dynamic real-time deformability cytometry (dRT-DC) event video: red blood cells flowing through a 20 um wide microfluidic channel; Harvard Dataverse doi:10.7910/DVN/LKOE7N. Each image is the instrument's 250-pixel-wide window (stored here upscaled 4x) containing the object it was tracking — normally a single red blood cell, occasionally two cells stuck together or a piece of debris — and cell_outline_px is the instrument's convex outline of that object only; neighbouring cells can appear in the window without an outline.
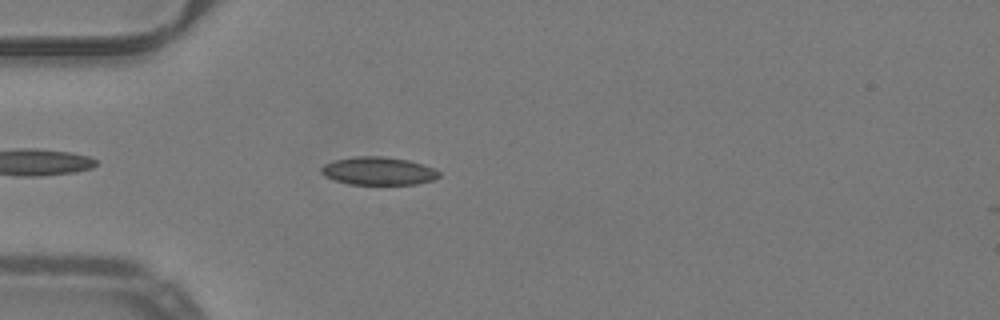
{"species": "common noctule bat (a hibernating species)", "species_latin": "Nyctalus noctula", "temperature_condition": "warm", "stored_images_in_passage": 35, "camera_frame_rate_fps": 3000, "um_per_image_px": 0.085, "animal": {"sex": "male", "body_mass_g": 19.2, "forearm_length_mm": 51.8}, "frame": {"image": 1, "passage_image": 4, "time_ms": 1.0, "image_size_px": [1000, 320], "cell_outline_px": [[440, 176], [432, 180], [416, 184], [348, 184], [324, 176], [320, 172], [320, 168], [324, 164], [336, 160], [356, 156], [384, 156], [408, 160], [424, 164], [440, 172]], "centroid_in_image_um": [32.16, 14.53], "position_along_channel_um": 52.8, "area_um2": 19.19}}
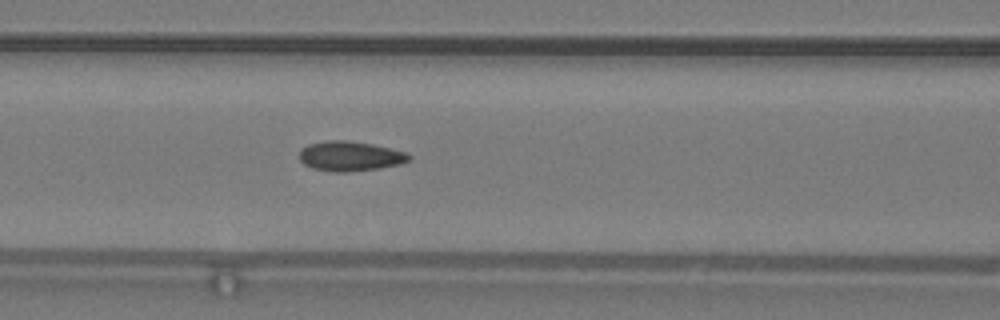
{"frame": {"image": 2, "passage_image": 11, "time_ms": 3.333, "image_size_px": [1000, 320], "cell_outline_px": [[412, 160], [400, 164], [380, 168], [348, 172], [332, 172], [312, 168], [304, 164], [300, 160], [300, 148], [308, 144], [328, 140], [344, 140], [372, 144], [408, 152], [412, 156]], "centroid_in_image_um": [29.78, 13.27], "position_along_channel_um": 136.8, "area_um2": 19.25}}
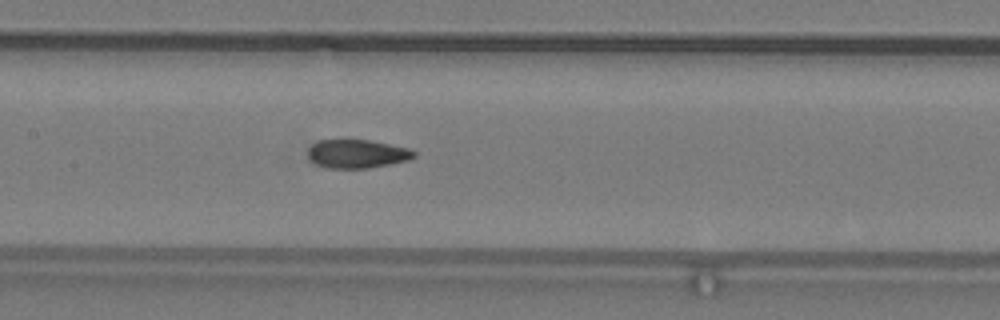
{"frame": {"image": 3, "passage_image": 14, "time_ms": 4.333, "image_size_px": [1000, 320], "cell_outline_px": [[416, 156], [408, 160], [368, 168], [328, 168], [316, 164], [308, 160], [308, 148], [316, 140], [344, 136], [368, 140], [408, 148], [416, 152]], "centroid_in_image_um": [30.25, 13.02], "position_along_channel_um": 177.1, "area_um2": 18.38}, "authors_computed_cell_mechanics": {"area_um2": 18.496, "velocity_mm_per_s": 4.0163, "shape_relaxation_time_tau1_ms": null, "shape_relaxation_time_tau2_ms": 2.6416, "deformation_change_tau1": null, "deformation_change_tau2": 0.069}}